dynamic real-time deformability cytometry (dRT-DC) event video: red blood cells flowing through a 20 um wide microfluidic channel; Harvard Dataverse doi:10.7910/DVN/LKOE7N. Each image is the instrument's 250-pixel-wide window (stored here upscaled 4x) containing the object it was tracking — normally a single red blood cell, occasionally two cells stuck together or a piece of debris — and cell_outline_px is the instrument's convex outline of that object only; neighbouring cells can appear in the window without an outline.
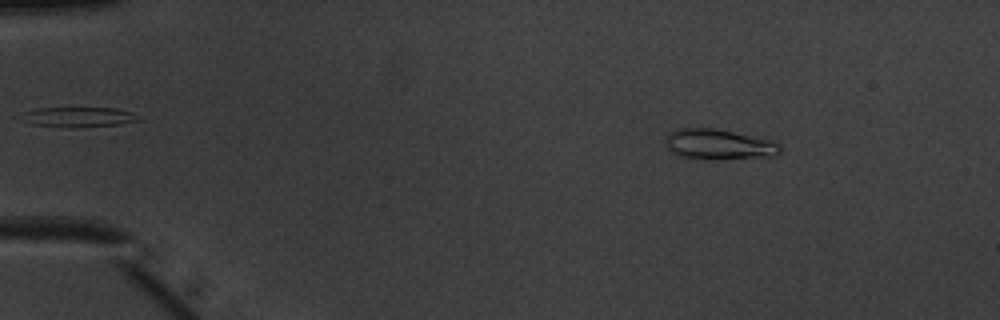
{"species": "common noctule bat (a hibernating species)", "species_latin": "Nyctalus noctula", "temperature_condition": "warm", "stored_images_in_passage": 50, "camera_frame_rate_fps": 3000, "um_per_image_px": 0.085, "animal": {"sex": "male", "body_mass_g": 20.1, "forearm_length_mm": 53.5}, "frame": {"image": 1, "passage_image": 7, "time_ms": 2.0, "image_size_px": [1000, 320], "cell_outline_px": [[780, 152], [772, 156], [716, 160], [708, 160], [676, 156], [664, 144], [664, 140], [668, 132], [676, 128], [716, 128], [772, 140], [780, 144]], "centroid_in_image_um": [61.03, 12.28], "position_along_channel_um": 24.0, "area_um2": 20.75}}
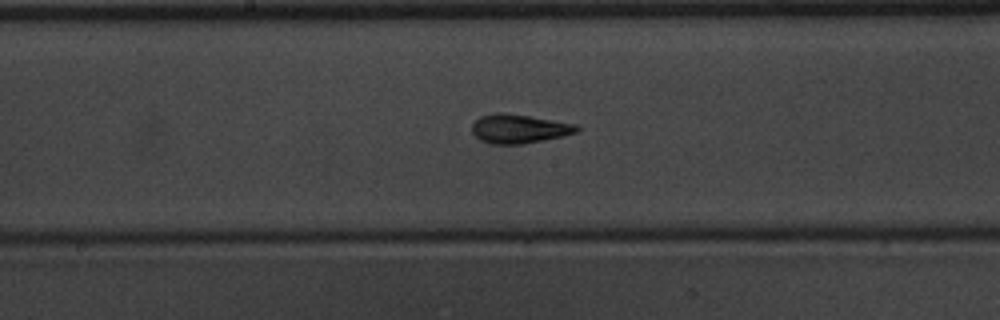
{"frame": {"image": 2, "passage_image": 27, "time_ms": 8.667, "image_size_px": [1000, 320], "cell_outline_px": [[580, 128], [576, 132], [564, 136], [524, 144], [488, 144], [480, 140], [472, 132], [472, 124], [480, 116], [500, 112], [528, 116], [576, 124]], "centroid_in_image_um": [44.1, 10.96], "position_along_channel_um": 204.1, "area_um2": 17.63}}
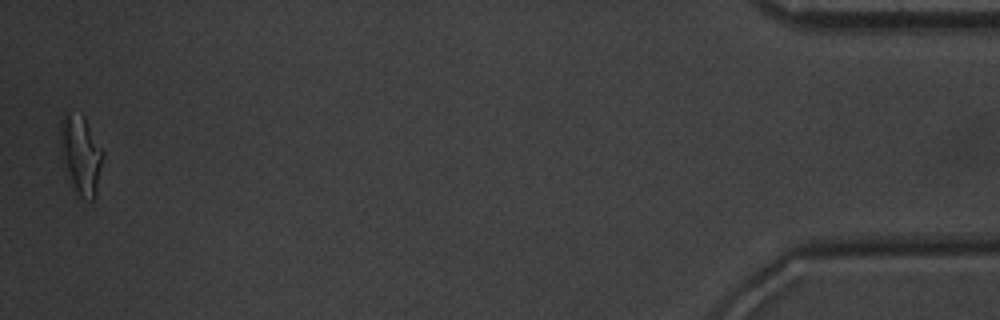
{"frame": {"image": 3, "passage_image": 50, "time_ms": 16.333, "image_size_px": [1000, 320], "cell_outline_px": [[104, 156], [96, 196], [92, 200], [84, 200], [76, 192], [64, 168], [60, 124], [60, 120], [68, 112], [84, 116], [104, 152]], "centroid_in_image_um": [6.91, 13.18], "position_along_channel_um": 428.3, "area_um2": 19.36}, "authors_computed_cell_mechanics": {"area_um2": 17.3111, "velocity_mm_per_s": 4.0191, "shape_relaxation_time_tau1_ms": 4.0574, "shape_relaxation_time_tau2_ms": 1.6573, "deformation_change_tau1": 0.2019, "deformation_change_tau2": 0.0928}}